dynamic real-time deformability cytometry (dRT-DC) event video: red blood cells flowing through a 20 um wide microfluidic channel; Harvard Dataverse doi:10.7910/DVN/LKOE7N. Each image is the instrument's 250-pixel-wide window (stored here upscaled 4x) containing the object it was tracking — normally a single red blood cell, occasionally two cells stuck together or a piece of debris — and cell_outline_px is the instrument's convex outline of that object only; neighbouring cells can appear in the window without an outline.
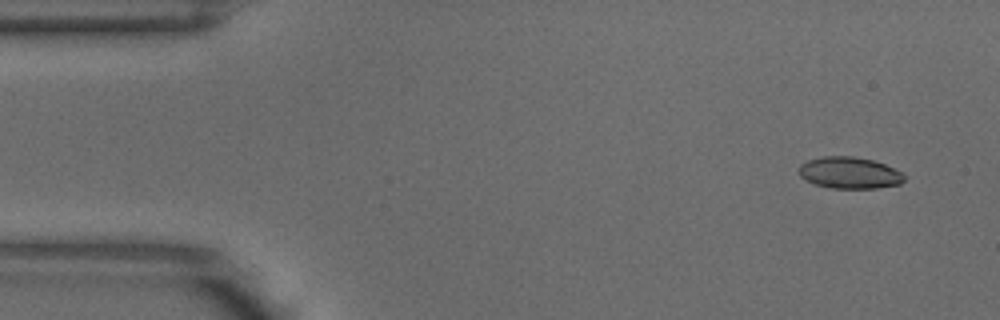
{"species": "common noctule bat (a hibernating species)", "species_latin": "Nyctalus noctula", "temperature_condition": "warm", "stored_images_in_passage": 5, "camera_frame_rate_fps": 3000, "um_per_image_px": 0.085, "animal": {"sex": "male", "body_mass_g": 18.8}, "frame": {"image": 1, "passage_image": 1, "time_ms": 0.0, "image_size_px": [1000, 320], "cell_outline_px": [[904, 180], [900, 184], [876, 188], [832, 188], [816, 184], [800, 176], [800, 164], [808, 160], [824, 156], [852, 156], [872, 160], [884, 164], [900, 172], [904, 176]], "centroid_in_image_um": [72.2, 14.68], "position_along_channel_um": 12.8, "area_um2": 19.07}}
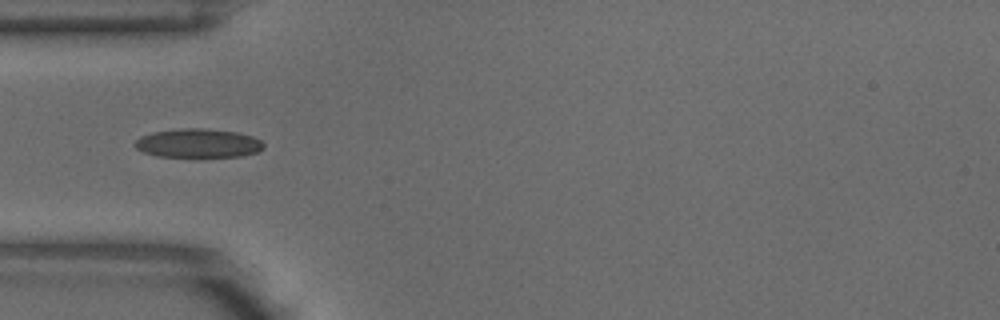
{"frame": {"image": 2, "passage_image": 3, "time_ms": 0.667, "image_size_px": [1000, 320], "cell_outline_px": [[264, 148], [256, 152], [240, 156], [156, 156], [144, 152], [136, 148], [132, 144], [140, 136], [152, 132], [180, 128], [204, 128], [236, 132], [252, 136], [260, 140], [264, 144]], "centroid_in_image_um": [16.81, 12.16], "position_along_channel_um": 68.2, "area_um2": 21.56}}